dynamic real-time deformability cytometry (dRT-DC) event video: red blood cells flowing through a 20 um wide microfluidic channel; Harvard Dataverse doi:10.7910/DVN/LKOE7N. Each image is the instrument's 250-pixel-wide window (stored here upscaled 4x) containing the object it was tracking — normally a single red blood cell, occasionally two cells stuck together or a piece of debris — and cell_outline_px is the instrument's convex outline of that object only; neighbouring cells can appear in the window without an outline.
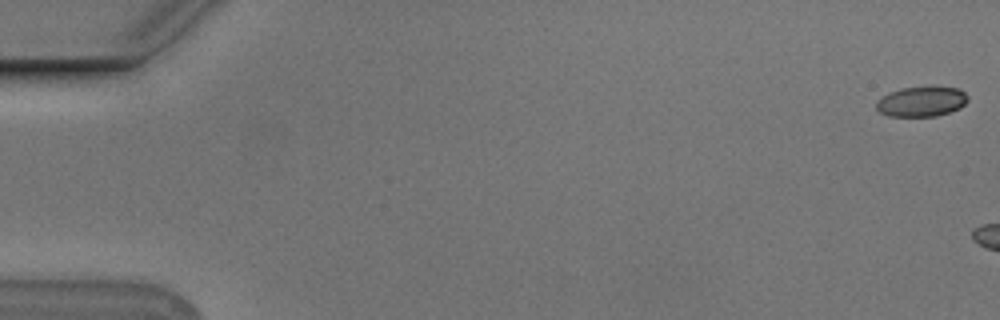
{"species": "Egyptian fruit bat (a non-hibernating species)", "species_latin": "Rousettus aegyptiacus", "temperature_condition": "cold", "stored_images_in_passage": 6, "camera_frame_rate_fps": 3000, "um_per_image_px": 0.085, "animal": {"sex": "male"}, "frame": {"image": 1, "passage_image": 1, "time_ms": 0.0, "image_size_px": [1000, 320], "cell_outline_px": [[968, 100], [960, 108], [936, 116], [888, 116], [880, 112], [876, 108], [876, 100], [880, 96], [888, 92], [900, 88], [928, 84], [932, 84], [960, 88], [968, 96]], "centroid_in_image_um": [78.32, 8.57], "position_along_channel_um": 6.7, "area_um2": 16.82}}